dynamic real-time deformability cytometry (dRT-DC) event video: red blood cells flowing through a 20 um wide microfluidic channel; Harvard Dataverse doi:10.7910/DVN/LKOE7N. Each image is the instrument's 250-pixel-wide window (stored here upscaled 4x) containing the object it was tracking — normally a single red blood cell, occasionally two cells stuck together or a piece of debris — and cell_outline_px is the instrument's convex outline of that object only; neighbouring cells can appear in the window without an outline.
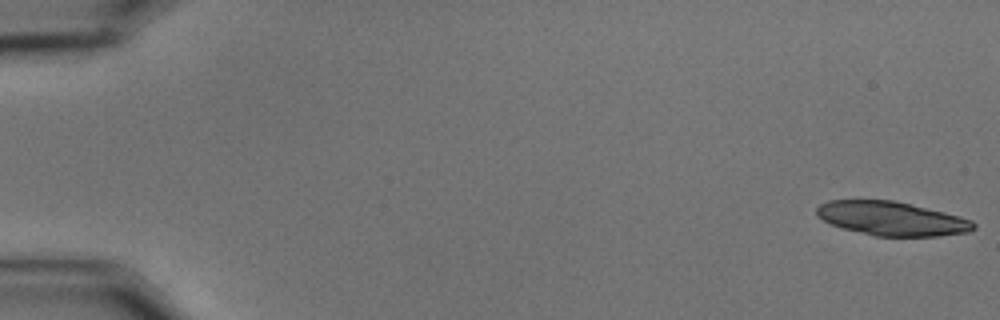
{"species": "common noctule bat (a hibernating species)", "species_latin": "Nyctalus noctula", "temperature_condition": "cold", "stored_images_in_passage": 58, "camera_frame_rate_fps": 3000, "um_per_image_px": 0.085, "animal": {"sex": "male", "body_mass_g": 15.6}, "frame": {"image": 1, "passage_image": 1, "time_ms": 0.0, "image_size_px": [1000, 320], "cell_outline_px": [[976, 228], [968, 232], [940, 236], [876, 236], [844, 228], [832, 224], [816, 216], [816, 208], [820, 204], [828, 200], [892, 200], [912, 204], [960, 216], [972, 220], [976, 224]], "centroid_in_image_um": [75.82, 18.57], "position_along_channel_um": 9.2, "area_um2": 30.98}}
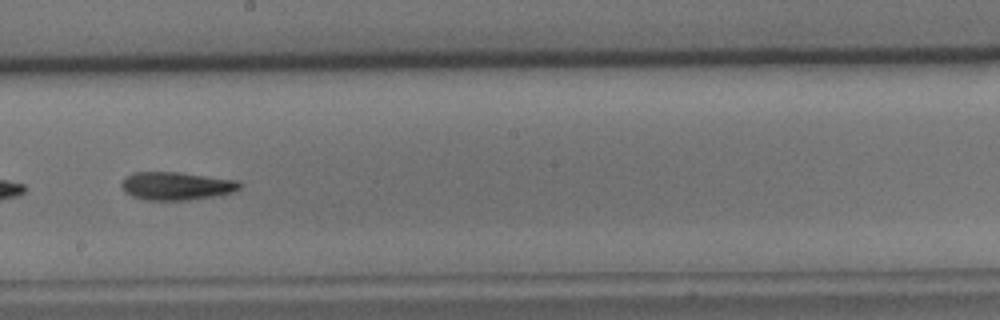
{"frame": {"image": 2, "passage_image": 34, "time_ms": 11.0, "image_size_px": [1000, 320], "cell_outline_px": [[240, 188], [232, 192], [220, 196], [188, 200], [144, 200], [132, 196], [124, 192], [120, 184], [124, 176], [132, 172], [180, 172], [240, 180]], "centroid_in_image_um": [14.98, 15.8], "position_along_channel_um": 233.2, "area_um2": 19.77}}
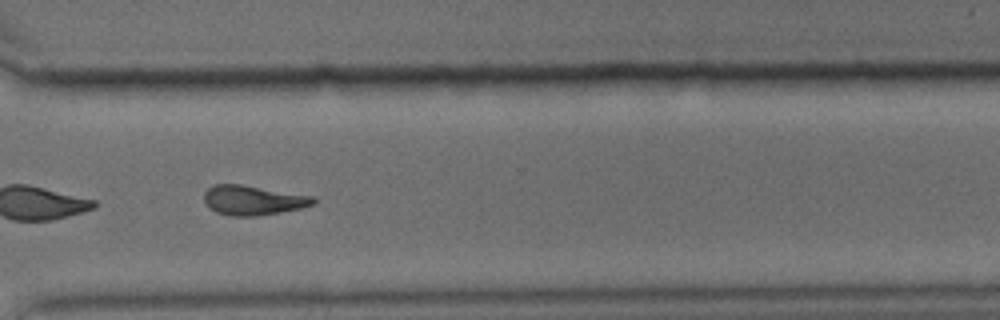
{"frame": {"image": 3, "passage_image": 44, "time_ms": 14.333, "image_size_px": [1000, 320], "cell_outline_px": [[316, 204], [300, 208], [280, 212], [256, 216], [232, 216], [216, 212], [204, 204], [204, 192], [212, 184], [240, 184], [316, 196]], "centroid_in_image_um": [21.51, 17.01], "position_along_channel_um": 349.1, "area_um2": 19.07}, "authors_computed_cell_mechanics": {"area_um2": 19.652, "velocity_mm_per_s": 3.4842, "shape_relaxation_time_tau1_ms": 5.331, "shape_relaxation_time_tau2_ms": null, "deformation_change_tau1": 0.1719, "deformation_change_tau2": null}}